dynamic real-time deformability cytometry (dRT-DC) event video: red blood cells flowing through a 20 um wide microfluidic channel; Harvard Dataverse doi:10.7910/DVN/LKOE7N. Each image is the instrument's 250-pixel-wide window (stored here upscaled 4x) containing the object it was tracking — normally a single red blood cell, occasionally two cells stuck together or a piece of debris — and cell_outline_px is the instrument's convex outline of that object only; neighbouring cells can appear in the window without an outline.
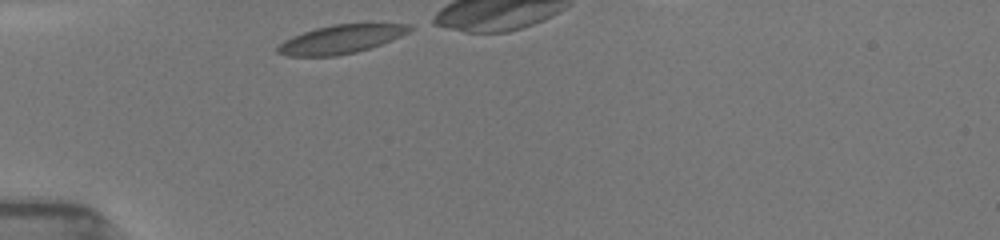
{"species": "common noctule bat (a hibernating species)", "species_latin": "Nyctalus noctula", "temperature_condition": "room temperature", "stored_images_in_passage": 8, "camera_frame_rate_fps": 3000, "um_per_image_px": 0.085, "animal": {"sex": "female", "body_mass_g": 19.5, "forearm_length_mm": 54.1}, "frame": {"image": 1, "passage_image": 1, "time_ms": 0.0, "image_size_px": [1000, 240], "cell_outline_px": [[416, 28], [392, 40], [356, 52], [336, 56], [288, 56], [276, 52], [276, 48], [284, 40], [292, 36], [316, 28], [332, 24], [412, 24]], "centroid_in_image_um": [28.98, 3.33], "position_along_channel_um": 56.0, "area_um2": 21.85}}
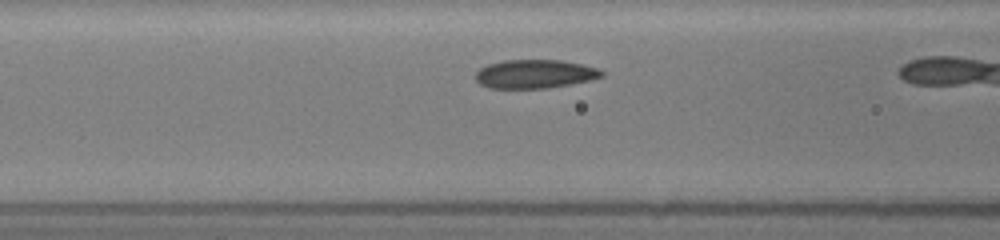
{"frame": {"image": 2, "passage_image": 7, "time_ms": 2.0, "image_size_px": [1000, 240], "cell_outline_px": [[604, 76], [588, 80], [548, 88], [488, 88], [480, 84], [476, 80], [476, 72], [480, 68], [488, 64], [504, 60], [560, 60], [600, 68], [604, 72]], "centroid_in_image_um": [45.45, 6.28], "position_along_channel_um": 121.2, "area_um2": 20.98}}